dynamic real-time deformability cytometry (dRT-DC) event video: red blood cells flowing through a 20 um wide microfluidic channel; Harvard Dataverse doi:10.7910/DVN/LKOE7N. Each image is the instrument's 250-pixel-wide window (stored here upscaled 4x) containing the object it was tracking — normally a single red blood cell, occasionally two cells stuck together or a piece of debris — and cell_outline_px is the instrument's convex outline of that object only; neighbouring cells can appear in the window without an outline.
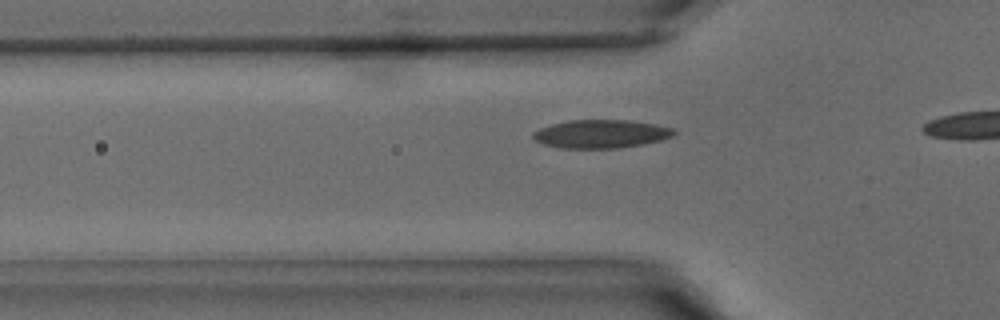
{"species": "common noctule bat (a hibernating species)", "species_latin": "Nyctalus noctula", "temperature_condition": "warm", "stored_images_in_passage": 5, "camera_frame_rate_fps": 3000, "um_per_image_px": 0.085, "animal": {"sex": "male", "body_mass_g": 15.6}, "frame": {"image": 1, "passage_image": 3, "time_ms": 0.667, "image_size_px": [1000, 320], "cell_outline_px": [[676, 132], [672, 136], [660, 140], [644, 144], [620, 148], [560, 148], [544, 144], [536, 140], [532, 136], [532, 132], [540, 128], [552, 124], [568, 120], [628, 120], [656, 124], [672, 128]], "centroid_in_image_um": [51.08, 11.38], "position_along_channel_um": 74.7, "area_um2": 23.24}}